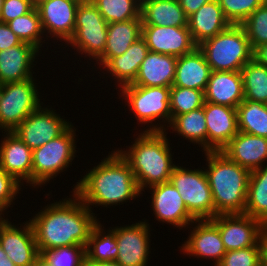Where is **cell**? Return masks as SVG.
I'll list each match as a JSON object with an SVG mask.
<instances>
[{
    "label": "cell",
    "mask_w": 267,
    "mask_h": 266,
    "mask_svg": "<svg viewBox=\"0 0 267 266\" xmlns=\"http://www.w3.org/2000/svg\"><path fill=\"white\" fill-rule=\"evenodd\" d=\"M73 195V200L68 198L47 205L29 220L39 253L63 246L86 247L98 221L91 209Z\"/></svg>",
    "instance_id": "6da1fadb"
},
{
    "label": "cell",
    "mask_w": 267,
    "mask_h": 266,
    "mask_svg": "<svg viewBox=\"0 0 267 266\" xmlns=\"http://www.w3.org/2000/svg\"><path fill=\"white\" fill-rule=\"evenodd\" d=\"M74 194L90 209V205H118L140 196L141 191L129 162L118 150L109 154L83 176Z\"/></svg>",
    "instance_id": "7a4b0ae2"
},
{
    "label": "cell",
    "mask_w": 267,
    "mask_h": 266,
    "mask_svg": "<svg viewBox=\"0 0 267 266\" xmlns=\"http://www.w3.org/2000/svg\"><path fill=\"white\" fill-rule=\"evenodd\" d=\"M158 125H150V128L138 135L129 150L118 149L129 162L141 192L148 185L151 187L168 182L176 166L172 162L165 127Z\"/></svg>",
    "instance_id": "3957f363"
},
{
    "label": "cell",
    "mask_w": 267,
    "mask_h": 266,
    "mask_svg": "<svg viewBox=\"0 0 267 266\" xmlns=\"http://www.w3.org/2000/svg\"><path fill=\"white\" fill-rule=\"evenodd\" d=\"M208 168L205 173L215 208L219 214H244L251 171L233 162L221 151L204 152Z\"/></svg>",
    "instance_id": "277c9868"
},
{
    "label": "cell",
    "mask_w": 267,
    "mask_h": 266,
    "mask_svg": "<svg viewBox=\"0 0 267 266\" xmlns=\"http://www.w3.org/2000/svg\"><path fill=\"white\" fill-rule=\"evenodd\" d=\"M211 71H241L253 59V50L242 25L227 29L198 45Z\"/></svg>",
    "instance_id": "5b68a950"
},
{
    "label": "cell",
    "mask_w": 267,
    "mask_h": 266,
    "mask_svg": "<svg viewBox=\"0 0 267 266\" xmlns=\"http://www.w3.org/2000/svg\"><path fill=\"white\" fill-rule=\"evenodd\" d=\"M71 125L62 135L32 152V186L44 185L63 172L76 152L75 131Z\"/></svg>",
    "instance_id": "8992f818"
},
{
    "label": "cell",
    "mask_w": 267,
    "mask_h": 266,
    "mask_svg": "<svg viewBox=\"0 0 267 266\" xmlns=\"http://www.w3.org/2000/svg\"><path fill=\"white\" fill-rule=\"evenodd\" d=\"M169 181L179 191L188 212L196 220L212 219L215 208L205 169L175 166Z\"/></svg>",
    "instance_id": "52a82bcc"
},
{
    "label": "cell",
    "mask_w": 267,
    "mask_h": 266,
    "mask_svg": "<svg viewBox=\"0 0 267 266\" xmlns=\"http://www.w3.org/2000/svg\"><path fill=\"white\" fill-rule=\"evenodd\" d=\"M34 79L0 85V128L12 132L40 106Z\"/></svg>",
    "instance_id": "ba28073f"
},
{
    "label": "cell",
    "mask_w": 267,
    "mask_h": 266,
    "mask_svg": "<svg viewBox=\"0 0 267 266\" xmlns=\"http://www.w3.org/2000/svg\"><path fill=\"white\" fill-rule=\"evenodd\" d=\"M108 23L92 1H81L76 10L74 34L67 42L77 52L96 60L105 50Z\"/></svg>",
    "instance_id": "9c48e42d"
},
{
    "label": "cell",
    "mask_w": 267,
    "mask_h": 266,
    "mask_svg": "<svg viewBox=\"0 0 267 266\" xmlns=\"http://www.w3.org/2000/svg\"><path fill=\"white\" fill-rule=\"evenodd\" d=\"M170 89L171 87H143L129 84L121 87V93L135 118L142 124L147 122L153 124L152 122L159 118L162 122L164 120V123L167 121L170 124L172 120Z\"/></svg>",
    "instance_id": "30bf717a"
},
{
    "label": "cell",
    "mask_w": 267,
    "mask_h": 266,
    "mask_svg": "<svg viewBox=\"0 0 267 266\" xmlns=\"http://www.w3.org/2000/svg\"><path fill=\"white\" fill-rule=\"evenodd\" d=\"M71 123L41 106L26 117L12 132L33 151L62 135Z\"/></svg>",
    "instance_id": "8fae6325"
},
{
    "label": "cell",
    "mask_w": 267,
    "mask_h": 266,
    "mask_svg": "<svg viewBox=\"0 0 267 266\" xmlns=\"http://www.w3.org/2000/svg\"><path fill=\"white\" fill-rule=\"evenodd\" d=\"M210 220L218 227L226 251L255 246L267 229L247 214H219Z\"/></svg>",
    "instance_id": "7c38bea8"
},
{
    "label": "cell",
    "mask_w": 267,
    "mask_h": 266,
    "mask_svg": "<svg viewBox=\"0 0 267 266\" xmlns=\"http://www.w3.org/2000/svg\"><path fill=\"white\" fill-rule=\"evenodd\" d=\"M118 245L116 262L120 266H147L150 228L146 221L111 229Z\"/></svg>",
    "instance_id": "4fadbf2b"
},
{
    "label": "cell",
    "mask_w": 267,
    "mask_h": 266,
    "mask_svg": "<svg viewBox=\"0 0 267 266\" xmlns=\"http://www.w3.org/2000/svg\"><path fill=\"white\" fill-rule=\"evenodd\" d=\"M149 51L171 56H182L193 52L198 45L194 42L188 26L142 25V35Z\"/></svg>",
    "instance_id": "5bb4252c"
},
{
    "label": "cell",
    "mask_w": 267,
    "mask_h": 266,
    "mask_svg": "<svg viewBox=\"0 0 267 266\" xmlns=\"http://www.w3.org/2000/svg\"><path fill=\"white\" fill-rule=\"evenodd\" d=\"M26 222L19 228L7 221L0 230V245L15 266H33L40 255L31 222Z\"/></svg>",
    "instance_id": "9a60e30c"
},
{
    "label": "cell",
    "mask_w": 267,
    "mask_h": 266,
    "mask_svg": "<svg viewBox=\"0 0 267 266\" xmlns=\"http://www.w3.org/2000/svg\"><path fill=\"white\" fill-rule=\"evenodd\" d=\"M149 188L152 190V210L158 221L181 229L194 224L196 219L188 212L179 191L170 181Z\"/></svg>",
    "instance_id": "2e32d148"
},
{
    "label": "cell",
    "mask_w": 267,
    "mask_h": 266,
    "mask_svg": "<svg viewBox=\"0 0 267 266\" xmlns=\"http://www.w3.org/2000/svg\"><path fill=\"white\" fill-rule=\"evenodd\" d=\"M82 0H47L37 8L44 33L66 43L74 34L76 10Z\"/></svg>",
    "instance_id": "e0dca14e"
},
{
    "label": "cell",
    "mask_w": 267,
    "mask_h": 266,
    "mask_svg": "<svg viewBox=\"0 0 267 266\" xmlns=\"http://www.w3.org/2000/svg\"><path fill=\"white\" fill-rule=\"evenodd\" d=\"M207 152L221 151L239 132L236 108L204 102Z\"/></svg>",
    "instance_id": "ac0fdd59"
},
{
    "label": "cell",
    "mask_w": 267,
    "mask_h": 266,
    "mask_svg": "<svg viewBox=\"0 0 267 266\" xmlns=\"http://www.w3.org/2000/svg\"><path fill=\"white\" fill-rule=\"evenodd\" d=\"M32 152L15 133L6 132L0 145V167L17 182L32 185Z\"/></svg>",
    "instance_id": "d6986e66"
},
{
    "label": "cell",
    "mask_w": 267,
    "mask_h": 266,
    "mask_svg": "<svg viewBox=\"0 0 267 266\" xmlns=\"http://www.w3.org/2000/svg\"><path fill=\"white\" fill-rule=\"evenodd\" d=\"M198 222V224H197ZM189 238L181 246L187 255L215 260L217 266L226 253L218 227L210 220H196Z\"/></svg>",
    "instance_id": "ffe728a7"
},
{
    "label": "cell",
    "mask_w": 267,
    "mask_h": 266,
    "mask_svg": "<svg viewBox=\"0 0 267 266\" xmlns=\"http://www.w3.org/2000/svg\"><path fill=\"white\" fill-rule=\"evenodd\" d=\"M204 100L212 104L237 108L244 100L241 71H211L204 91Z\"/></svg>",
    "instance_id": "44dd1931"
},
{
    "label": "cell",
    "mask_w": 267,
    "mask_h": 266,
    "mask_svg": "<svg viewBox=\"0 0 267 266\" xmlns=\"http://www.w3.org/2000/svg\"><path fill=\"white\" fill-rule=\"evenodd\" d=\"M221 152L252 171L264 166L262 163L267 161V138L239 131Z\"/></svg>",
    "instance_id": "7402d4cb"
},
{
    "label": "cell",
    "mask_w": 267,
    "mask_h": 266,
    "mask_svg": "<svg viewBox=\"0 0 267 266\" xmlns=\"http://www.w3.org/2000/svg\"><path fill=\"white\" fill-rule=\"evenodd\" d=\"M37 53L36 47L25 42L0 51V85L34 78L31 65Z\"/></svg>",
    "instance_id": "603a6c76"
},
{
    "label": "cell",
    "mask_w": 267,
    "mask_h": 266,
    "mask_svg": "<svg viewBox=\"0 0 267 266\" xmlns=\"http://www.w3.org/2000/svg\"><path fill=\"white\" fill-rule=\"evenodd\" d=\"M177 57L149 51L142 61L132 85L143 87H172Z\"/></svg>",
    "instance_id": "cb8c5ba5"
},
{
    "label": "cell",
    "mask_w": 267,
    "mask_h": 266,
    "mask_svg": "<svg viewBox=\"0 0 267 266\" xmlns=\"http://www.w3.org/2000/svg\"><path fill=\"white\" fill-rule=\"evenodd\" d=\"M217 0L202 5L188 17V29L194 42L199 45L204 40L214 37L230 26Z\"/></svg>",
    "instance_id": "d4e9b609"
},
{
    "label": "cell",
    "mask_w": 267,
    "mask_h": 266,
    "mask_svg": "<svg viewBox=\"0 0 267 266\" xmlns=\"http://www.w3.org/2000/svg\"><path fill=\"white\" fill-rule=\"evenodd\" d=\"M211 68L204 54L197 47L193 52L177 57L175 78L172 86L205 91Z\"/></svg>",
    "instance_id": "484cf974"
},
{
    "label": "cell",
    "mask_w": 267,
    "mask_h": 266,
    "mask_svg": "<svg viewBox=\"0 0 267 266\" xmlns=\"http://www.w3.org/2000/svg\"><path fill=\"white\" fill-rule=\"evenodd\" d=\"M149 52L146 41L141 36L128 50L118 56L112 57L103 68L117 80L119 87L132 84L136 79L141 63Z\"/></svg>",
    "instance_id": "4316f807"
},
{
    "label": "cell",
    "mask_w": 267,
    "mask_h": 266,
    "mask_svg": "<svg viewBox=\"0 0 267 266\" xmlns=\"http://www.w3.org/2000/svg\"><path fill=\"white\" fill-rule=\"evenodd\" d=\"M142 35V20L108 23L104 52L96 59L102 67L112 58L124 54Z\"/></svg>",
    "instance_id": "83f0119b"
},
{
    "label": "cell",
    "mask_w": 267,
    "mask_h": 266,
    "mask_svg": "<svg viewBox=\"0 0 267 266\" xmlns=\"http://www.w3.org/2000/svg\"><path fill=\"white\" fill-rule=\"evenodd\" d=\"M142 25L184 27L188 17L179 0H145L141 2Z\"/></svg>",
    "instance_id": "f1b7e54d"
},
{
    "label": "cell",
    "mask_w": 267,
    "mask_h": 266,
    "mask_svg": "<svg viewBox=\"0 0 267 266\" xmlns=\"http://www.w3.org/2000/svg\"><path fill=\"white\" fill-rule=\"evenodd\" d=\"M244 214L259 220L267 228V165L250 173Z\"/></svg>",
    "instance_id": "f546056e"
},
{
    "label": "cell",
    "mask_w": 267,
    "mask_h": 266,
    "mask_svg": "<svg viewBox=\"0 0 267 266\" xmlns=\"http://www.w3.org/2000/svg\"><path fill=\"white\" fill-rule=\"evenodd\" d=\"M173 131L185 137L192 143H198L207 152V127L204 113V105L196 110L175 116L170 124Z\"/></svg>",
    "instance_id": "4dcf8cb0"
},
{
    "label": "cell",
    "mask_w": 267,
    "mask_h": 266,
    "mask_svg": "<svg viewBox=\"0 0 267 266\" xmlns=\"http://www.w3.org/2000/svg\"><path fill=\"white\" fill-rule=\"evenodd\" d=\"M100 221L92 228L86 245V263L116 261L119 249L115 233L105 234ZM104 233V234H103Z\"/></svg>",
    "instance_id": "1f68e13d"
},
{
    "label": "cell",
    "mask_w": 267,
    "mask_h": 266,
    "mask_svg": "<svg viewBox=\"0 0 267 266\" xmlns=\"http://www.w3.org/2000/svg\"><path fill=\"white\" fill-rule=\"evenodd\" d=\"M236 111L240 132L267 138V104L244 99Z\"/></svg>",
    "instance_id": "d6a6232c"
},
{
    "label": "cell",
    "mask_w": 267,
    "mask_h": 266,
    "mask_svg": "<svg viewBox=\"0 0 267 266\" xmlns=\"http://www.w3.org/2000/svg\"><path fill=\"white\" fill-rule=\"evenodd\" d=\"M244 99L267 104V67L254 59L241 69Z\"/></svg>",
    "instance_id": "836d02e7"
},
{
    "label": "cell",
    "mask_w": 267,
    "mask_h": 266,
    "mask_svg": "<svg viewBox=\"0 0 267 266\" xmlns=\"http://www.w3.org/2000/svg\"><path fill=\"white\" fill-rule=\"evenodd\" d=\"M107 23L141 19L139 0H92Z\"/></svg>",
    "instance_id": "e575fe53"
},
{
    "label": "cell",
    "mask_w": 267,
    "mask_h": 266,
    "mask_svg": "<svg viewBox=\"0 0 267 266\" xmlns=\"http://www.w3.org/2000/svg\"><path fill=\"white\" fill-rule=\"evenodd\" d=\"M8 26L25 43L31 44L40 50L44 31L37 8L31 12L9 21Z\"/></svg>",
    "instance_id": "d590c367"
},
{
    "label": "cell",
    "mask_w": 267,
    "mask_h": 266,
    "mask_svg": "<svg viewBox=\"0 0 267 266\" xmlns=\"http://www.w3.org/2000/svg\"><path fill=\"white\" fill-rule=\"evenodd\" d=\"M170 111L172 119L204 105V91L186 87L172 86L170 89Z\"/></svg>",
    "instance_id": "8d00e7d4"
},
{
    "label": "cell",
    "mask_w": 267,
    "mask_h": 266,
    "mask_svg": "<svg viewBox=\"0 0 267 266\" xmlns=\"http://www.w3.org/2000/svg\"><path fill=\"white\" fill-rule=\"evenodd\" d=\"M52 266H85L86 247L63 246L40 253Z\"/></svg>",
    "instance_id": "74e56055"
},
{
    "label": "cell",
    "mask_w": 267,
    "mask_h": 266,
    "mask_svg": "<svg viewBox=\"0 0 267 266\" xmlns=\"http://www.w3.org/2000/svg\"><path fill=\"white\" fill-rule=\"evenodd\" d=\"M252 50L267 43V1L258 7L242 24Z\"/></svg>",
    "instance_id": "f35d334b"
},
{
    "label": "cell",
    "mask_w": 267,
    "mask_h": 266,
    "mask_svg": "<svg viewBox=\"0 0 267 266\" xmlns=\"http://www.w3.org/2000/svg\"><path fill=\"white\" fill-rule=\"evenodd\" d=\"M225 18L233 25H241L266 0H217Z\"/></svg>",
    "instance_id": "ab89813d"
},
{
    "label": "cell",
    "mask_w": 267,
    "mask_h": 266,
    "mask_svg": "<svg viewBox=\"0 0 267 266\" xmlns=\"http://www.w3.org/2000/svg\"><path fill=\"white\" fill-rule=\"evenodd\" d=\"M217 266H262L260 242L255 246L226 251Z\"/></svg>",
    "instance_id": "60d3db41"
},
{
    "label": "cell",
    "mask_w": 267,
    "mask_h": 266,
    "mask_svg": "<svg viewBox=\"0 0 267 266\" xmlns=\"http://www.w3.org/2000/svg\"><path fill=\"white\" fill-rule=\"evenodd\" d=\"M21 185L0 167V209L6 210L10 207L17 193L21 190Z\"/></svg>",
    "instance_id": "b9f144b4"
},
{
    "label": "cell",
    "mask_w": 267,
    "mask_h": 266,
    "mask_svg": "<svg viewBox=\"0 0 267 266\" xmlns=\"http://www.w3.org/2000/svg\"><path fill=\"white\" fill-rule=\"evenodd\" d=\"M34 8L29 0H4L0 13V21L8 23L17 17L31 12Z\"/></svg>",
    "instance_id": "7bdbcfd3"
},
{
    "label": "cell",
    "mask_w": 267,
    "mask_h": 266,
    "mask_svg": "<svg viewBox=\"0 0 267 266\" xmlns=\"http://www.w3.org/2000/svg\"><path fill=\"white\" fill-rule=\"evenodd\" d=\"M21 42L8 24L0 21V51L19 45Z\"/></svg>",
    "instance_id": "ee69618b"
},
{
    "label": "cell",
    "mask_w": 267,
    "mask_h": 266,
    "mask_svg": "<svg viewBox=\"0 0 267 266\" xmlns=\"http://www.w3.org/2000/svg\"><path fill=\"white\" fill-rule=\"evenodd\" d=\"M212 0H179L181 8L187 17L194 14L202 5Z\"/></svg>",
    "instance_id": "f6af8a7d"
},
{
    "label": "cell",
    "mask_w": 267,
    "mask_h": 266,
    "mask_svg": "<svg viewBox=\"0 0 267 266\" xmlns=\"http://www.w3.org/2000/svg\"><path fill=\"white\" fill-rule=\"evenodd\" d=\"M253 59L267 67V43L260 45L253 50Z\"/></svg>",
    "instance_id": "bcb514c9"
},
{
    "label": "cell",
    "mask_w": 267,
    "mask_h": 266,
    "mask_svg": "<svg viewBox=\"0 0 267 266\" xmlns=\"http://www.w3.org/2000/svg\"><path fill=\"white\" fill-rule=\"evenodd\" d=\"M262 266H267V229L260 237Z\"/></svg>",
    "instance_id": "7dc6e473"
},
{
    "label": "cell",
    "mask_w": 267,
    "mask_h": 266,
    "mask_svg": "<svg viewBox=\"0 0 267 266\" xmlns=\"http://www.w3.org/2000/svg\"><path fill=\"white\" fill-rule=\"evenodd\" d=\"M0 266H15L14 263L7 258L6 253L0 245Z\"/></svg>",
    "instance_id": "c3c4849f"
},
{
    "label": "cell",
    "mask_w": 267,
    "mask_h": 266,
    "mask_svg": "<svg viewBox=\"0 0 267 266\" xmlns=\"http://www.w3.org/2000/svg\"><path fill=\"white\" fill-rule=\"evenodd\" d=\"M85 266H120L116 261L86 263Z\"/></svg>",
    "instance_id": "681fc988"
},
{
    "label": "cell",
    "mask_w": 267,
    "mask_h": 266,
    "mask_svg": "<svg viewBox=\"0 0 267 266\" xmlns=\"http://www.w3.org/2000/svg\"><path fill=\"white\" fill-rule=\"evenodd\" d=\"M33 266H52V265L48 261H46V259L40 254L36 258Z\"/></svg>",
    "instance_id": "f907efd6"
},
{
    "label": "cell",
    "mask_w": 267,
    "mask_h": 266,
    "mask_svg": "<svg viewBox=\"0 0 267 266\" xmlns=\"http://www.w3.org/2000/svg\"><path fill=\"white\" fill-rule=\"evenodd\" d=\"M2 212H4V210H3V209H0V230H1V228L6 224V222L8 221V219H4V218L1 216Z\"/></svg>",
    "instance_id": "816d5d0a"
},
{
    "label": "cell",
    "mask_w": 267,
    "mask_h": 266,
    "mask_svg": "<svg viewBox=\"0 0 267 266\" xmlns=\"http://www.w3.org/2000/svg\"><path fill=\"white\" fill-rule=\"evenodd\" d=\"M31 4L36 8L38 7L42 2H45L47 0H29Z\"/></svg>",
    "instance_id": "f5cc1de1"
},
{
    "label": "cell",
    "mask_w": 267,
    "mask_h": 266,
    "mask_svg": "<svg viewBox=\"0 0 267 266\" xmlns=\"http://www.w3.org/2000/svg\"><path fill=\"white\" fill-rule=\"evenodd\" d=\"M3 1L4 0H0V13H1L2 5H3Z\"/></svg>",
    "instance_id": "db71d44e"
}]
</instances>
